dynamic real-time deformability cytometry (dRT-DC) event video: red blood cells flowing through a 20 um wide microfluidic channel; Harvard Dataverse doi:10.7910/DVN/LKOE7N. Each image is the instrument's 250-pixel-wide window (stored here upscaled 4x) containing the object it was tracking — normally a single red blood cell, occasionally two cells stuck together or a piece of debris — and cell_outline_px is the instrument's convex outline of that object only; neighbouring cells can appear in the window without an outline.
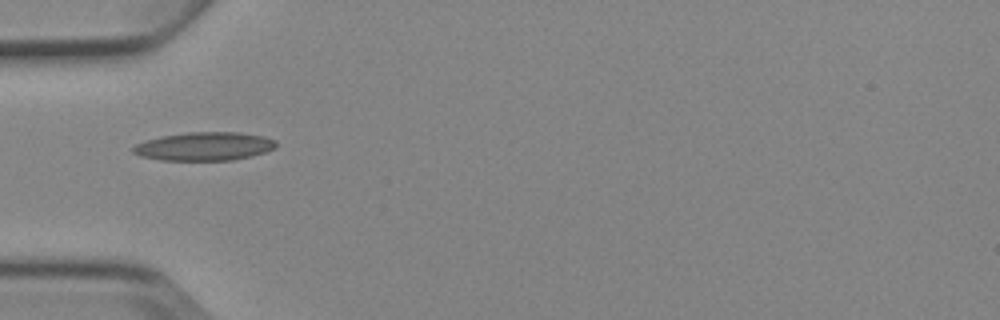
{"species": "Egyptian fruit bat (a non-hibernating species)", "species_latin": "Rousettus aegyptiacus", "temperature_condition": "cold", "stored_images_in_passage": 4, "camera_frame_rate_fps": 3000, "um_per_image_px": 0.085, "animal": {"sex": "female"}, "frame": {"image": 1, "passage_image": 1, "time_ms": 0.0, "image_size_px": [1000, 320], "cell_outline_px": [[276, 148], [264, 152], [232, 160], [160, 160], [140, 156], [132, 152], [132, 148], [136, 144], [160, 136], [188, 132], [240, 132], [264, 136], [276, 140]], "centroid_in_image_um": [17.37, 12.43], "position_along_channel_um": 67.6, "area_um2": 23.64}}
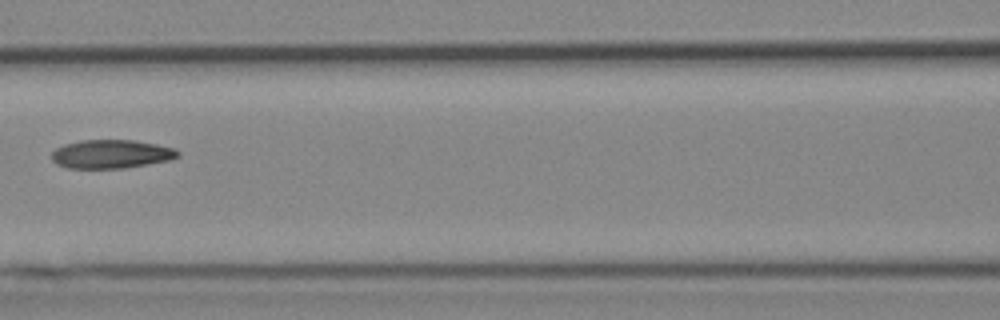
{"frame": {"image": 2, "passage_image": 3, "time_ms": 2.333, "image_size_px": [1000, 320], "cell_outline_px": [[180, 156], [172, 160], [124, 168], [68, 168], [56, 164], [52, 160], [52, 152], [56, 148], [64, 144], [80, 140], [132, 140], [156, 144], [176, 148], [180, 152]], "centroid_in_image_um": [9.48, 13.09], "position_along_channel_um": 157.1, "area_um2": 21.21}}
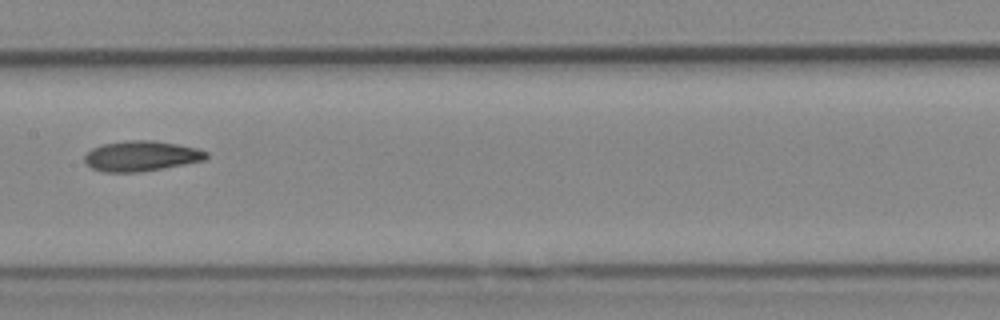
{"frame": {"image": 3, "passage_image": 4, "time_ms": 3.333, "image_size_px": [1000, 320], "cell_outline_px": [[208, 156], [204, 160], [164, 168], [136, 172], [104, 172], [92, 168], [84, 160], [84, 156], [92, 148], [100, 144], [124, 140], [156, 140], [200, 148], [208, 152]], "centroid_in_image_um": [12.02, 13.24], "position_along_channel_um": 195.4, "area_um2": 21.68}}